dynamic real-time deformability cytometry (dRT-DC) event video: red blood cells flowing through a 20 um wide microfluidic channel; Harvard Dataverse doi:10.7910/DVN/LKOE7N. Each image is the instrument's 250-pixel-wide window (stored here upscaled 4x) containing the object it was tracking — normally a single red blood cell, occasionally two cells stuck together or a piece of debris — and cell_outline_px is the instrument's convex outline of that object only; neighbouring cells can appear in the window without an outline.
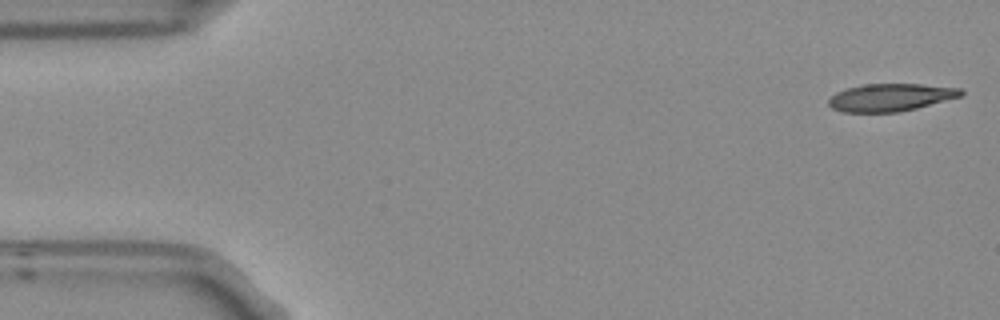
{"species": "Egyptian fruit bat (a non-hibernating species)", "species_latin": "Rousettus aegyptiacus", "temperature_condition": "room temperature", "stored_images_in_passage": 4, "segment_of_instrument_passage": [2, 2], "camera_frame_rate_fps": 3000, "um_per_image_px": 0.085, "frame": {"image": 1, "passage_image": 4, "time_ms": 1.0, "image_size_px": [1000, 320], "cell_outline_px": [[964, 96], [916, 108], [896, 112], [840, 112], [832, 108], [828, 104], [828, 100], [836, 92], [844, 88], [864, 84], [920, 84], [960, 88], [964, 92]], "centroid_in_image_um": [75.69, 8.27], "position_along_channel_um": 9.3, "area_um2": 21.39}}